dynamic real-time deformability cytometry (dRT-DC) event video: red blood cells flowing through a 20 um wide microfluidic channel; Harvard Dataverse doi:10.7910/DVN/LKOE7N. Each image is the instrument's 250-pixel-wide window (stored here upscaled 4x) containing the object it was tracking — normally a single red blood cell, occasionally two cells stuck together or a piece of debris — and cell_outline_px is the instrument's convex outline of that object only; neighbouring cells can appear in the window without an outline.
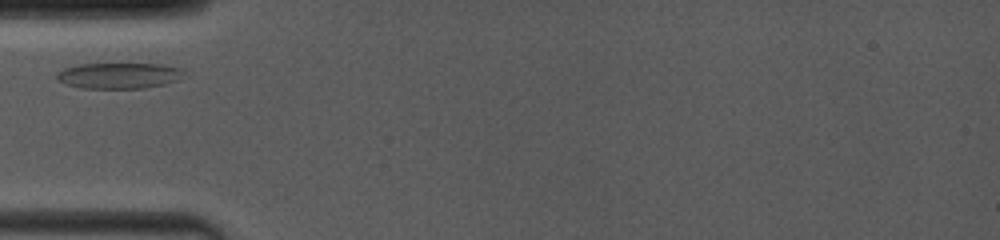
{"species": "common noctule bat (a hibernating species)", "species_latin": "Nyctalus noctula", "temperature_condition": "room temperature", "stored_images_in_passage": 15, "camera_frame_rate_fps": 4000, "um_per_image_px": 0.085, "animal": {"sex": "female", "body_mass_g": 19.0, "forearm_length_mm": 53.3}, "frame": {"image": 1, "passage_image": 1, "time_ms": 0.0, "image_size_px": [1000, 240], "cell_outline_px": [[184, 72], [176, 80], [164, 84], [144, 88], [80, 88], [64, 84], [56, 80], [56, 72], [64, 68], [80, 64], [164, 64], [184, 68]], "centroid_in_image_um": [10.07, 6.42], "position_along_channel_um": 74.9, "area_um2": 19.25}}
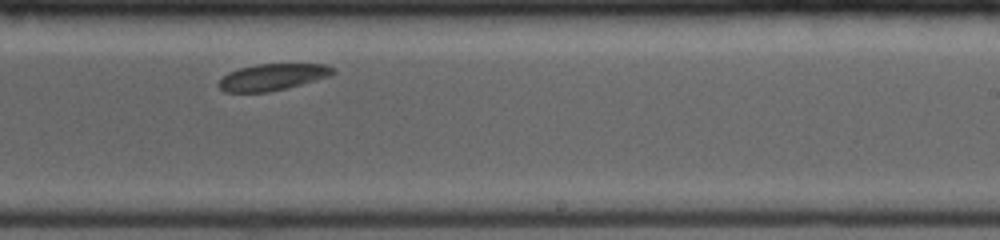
{"frame": {"image": 2, "passage_image": 9, "time_ms": 5.0, "image_size_px": [1000, 240], "cell_outline_px": [[336, 72], [332, 76], [288, 88], [268, 92], [224, 92], [216, 84], [228, 72], [240, 68], [256, 64], [324, 64], [332, 68]], "centroid_in_image_um": [23.17, 6.56], "position_along_channel_um": 265.8, "area_um2": 17.8}}
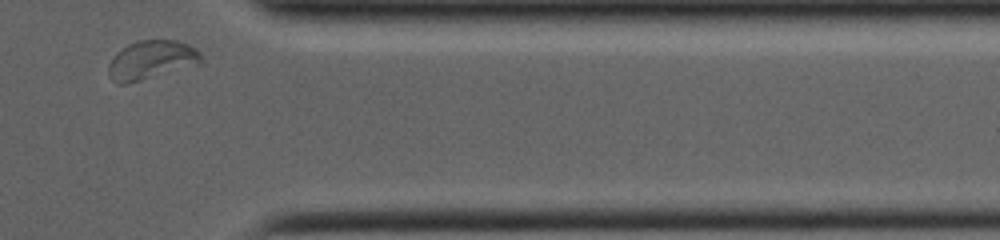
{"frame": {"image": 3, "passage_image": 15, "time_ms": 8.5, "image_size_px": [1000, 240], "cell_outline_px": [[204, 60], [200, 64], [128, 84], [116, 84], [108, 76], [108, 64], [116, 52], [128, 44], [140, 40], [176, 40], [188, 44], [196, 48], [200, 52]], "centroid_in_image_um": [12.86, 5.11], "position_along_channel_um": 398.5, "area_um2": 21.27}}